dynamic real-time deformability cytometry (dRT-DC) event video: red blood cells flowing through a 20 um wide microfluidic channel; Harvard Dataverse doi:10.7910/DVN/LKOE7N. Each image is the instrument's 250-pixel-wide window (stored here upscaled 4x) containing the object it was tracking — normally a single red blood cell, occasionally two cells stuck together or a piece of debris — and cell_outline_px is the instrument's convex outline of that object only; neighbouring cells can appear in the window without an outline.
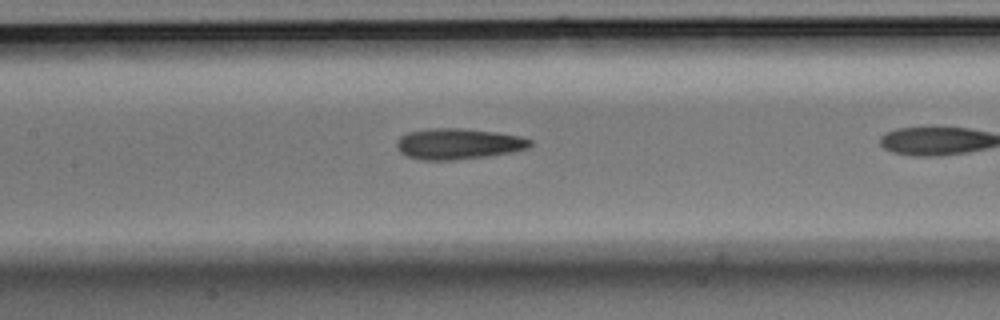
{"species": "Egyptian fruit bat (a non-hibernating species)", "species_latin": "Rousettus aegyptiacus", "temperature_condition": "room temperature", "stored_images_in_passage": 6, "camera_frame_rate_fps": 3000, "um_per_image_px": 0.085, "animal": {"sex": "male"}, "frame": {"image": 1, "passage_image": 5, "time_ms": 1.333, "image_size_px": [1000, 320], "cell_outline_px": [[532, 144], [528, 148], [512, 152], [456, 160], [420, 160], [408, 156], [400, 152], [396, 144], [396, 140], [400, 136], [408, 132], [432, 128], [464, 128], [496, 132], [520, 136], [532, 140]], "centroid_in_image_um": [38.94, 12.22], "position_along_channel_um": 168.5, "area_um2": 24.04}}